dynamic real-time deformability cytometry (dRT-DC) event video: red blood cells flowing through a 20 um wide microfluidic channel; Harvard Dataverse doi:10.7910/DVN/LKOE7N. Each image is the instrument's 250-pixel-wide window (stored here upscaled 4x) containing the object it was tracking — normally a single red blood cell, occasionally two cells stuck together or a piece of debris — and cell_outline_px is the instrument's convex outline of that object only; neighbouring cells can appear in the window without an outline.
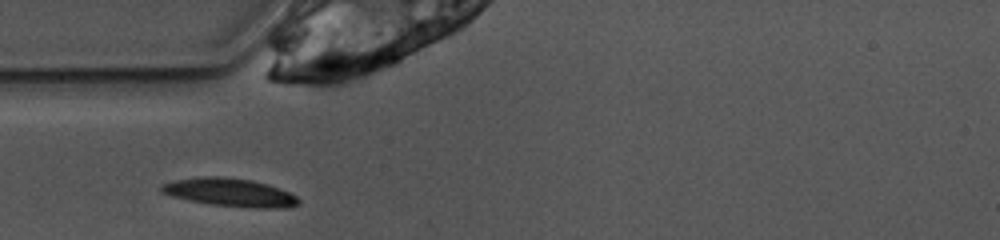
{"species": "common noctule bat (a hibernating species)", "species_latin": "Nyctalus noctula", "temperature_condition": "warm", "stored_images_in_passage": 25, "camera_frame_rate_fps": 3000, "um_per_image_px": 0.085, "animal": {"sex": "female", "body_mass_g": 10.0, "forearm_length_mm": 53.1}, "frame": {"image": 1, "passage_image": 1, "time_ms": 0.0, "image_size_px": [1000, 240], "cell_outline_px": [[300, 204], [288, 208], [256, 208], [212, 204], [188, 200], [172, 196], [160, 192], [160, 184], [172, 180], [200, 176], [224, 176], [252, 180], [268, 184], [280, 188], [296, 196], [300, 200]], "centroid_in_image_um": [19.54, 16.34], "position_along_channel_um": 65.5, "area_um2": 22.77}}
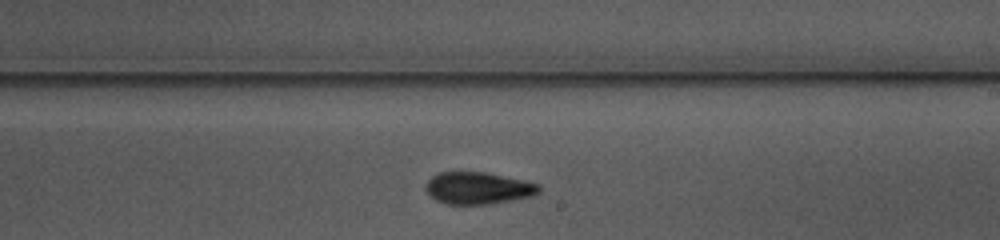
{"frame": {"image": 2, "passage_image": 15, "time_ms": 4.667, "image_size_px": [1000, 240], "cell_outline_px": [[540, 192], [532, 196], [512, 200], [488, 204], [448, 204], [436, 200], [428, 192], [428, 180], [432, 176], [440, 172], [484, 172], [524, 180], [540, 184]], "centroid_in_image_um": [40.69, 15.99], "position_along_channel_um": 248.3, "area_um2": 20.87}}
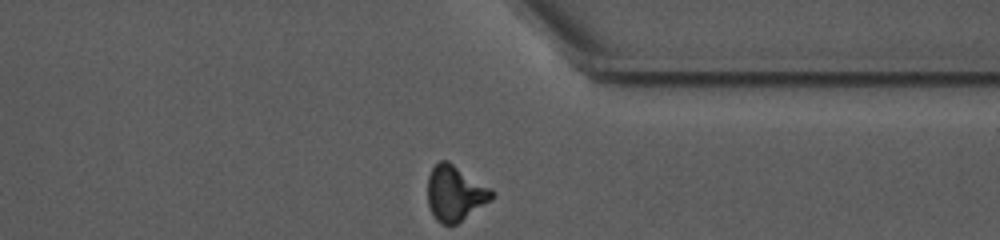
{"frame": {"image": 3, "passage_image": 25, "time_ms": 8.0, "image_size_px": [1000, 240], "cell_outline_px": [[496, 196], [492, 200], [456, 224], [440, 224], [436, 220], [428, 204], [428, 176], [432, 168], [440, 160], [448, 160], [492, 188], [496, 192]], "centroid_in_image_um": [38.72, 16.41], "position_along_channel_um": 372.7, "area_um2": 20.92}, "authors_computed_cell_mechanics": {"area_um2": 21.2126, "velocity_mm_per_s": 3.8898, "shape_relaxation_time_tau1_ms": 8.9601, "shape_relaxation_time_tau2_ms": 3.8165, "deformation_change_tau1": 0.2193, "deformation_change_tau2": 0.1189}}